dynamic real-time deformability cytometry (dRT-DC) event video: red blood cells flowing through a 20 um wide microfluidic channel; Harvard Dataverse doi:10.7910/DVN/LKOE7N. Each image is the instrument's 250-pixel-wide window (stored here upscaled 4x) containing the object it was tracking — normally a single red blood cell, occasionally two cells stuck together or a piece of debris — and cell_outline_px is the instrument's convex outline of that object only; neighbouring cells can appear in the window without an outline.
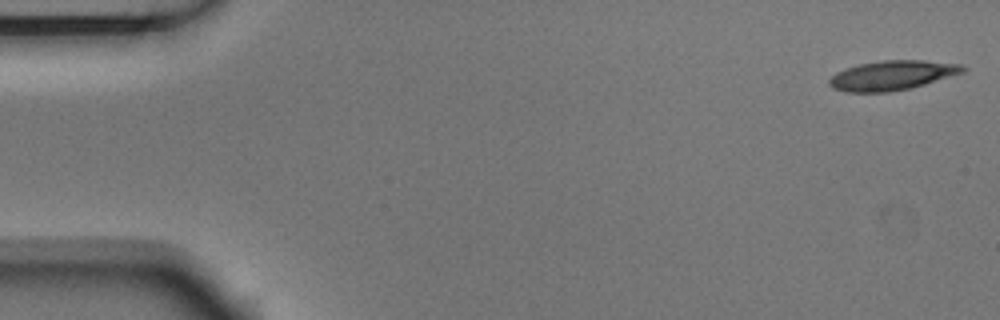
{"species": "Egyptian fruit bat (a non-hibernating species)", "species_latin": "Rousettus aegyptiacus", "temperature_condition": "room temperature", "stored_images_in_passage": 5, "camera_frame_rate_fps": 3000, "um_per_image_px": 0.085, "animal": {"sex": "male"}, "frame": {"image": 1, "passage_image": 1, "time_ms": 0.0, "image_size_px": [1000, 320], "cell_outline_px": [[968, 68], [964, 72], [912, 88], [888, 92], [844, 92], [832, 88], [828, 84], [828, 80], [836, 72], [844, 68], [860, 64], [880, 60], [924, 60], [960, 64]], "centroid_in_image_um": [75.81, 6.4], "position_along_channel_um": 9.2, "area_um2": 23.18}}